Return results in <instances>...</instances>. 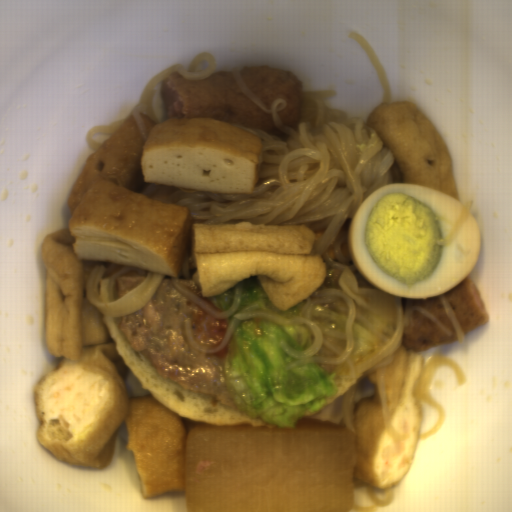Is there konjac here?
<instances>
[{
    "label": "konjac",
    "instance_id": "konjac-1",
    "mask_svg": "<svg viewBox=\"0 0 512 512\" xmlns=\"http://www.w3.org/2000/svg\"><path fill=\"white\" fill-rule=\"evenodd\" d=\"M243 68V67H242ZM229 70L241 93L271 114L284 135L227 123L261 138L263 157L258 181L249 194H216L144 182L139 169L132 191L162 204L186 208L193 223L305 225L323 230L310 254L343 271L350 266L342 246L348 240L347 218L363 200L389 183H404L398 161L374 128L360 116L331 108V89L303 90L300 119L285 127L277 112L287 99L275 98L268 109L246 86L241 69Z\"/></svg>",
    "mask_w": 512,
    "mask_h": 512
},
{
    "label": "konjac",
    "instance_id": "konjac-2",
    "mask_svg": "<svg viewBox=\"0 0 512 512\" xmlns=\"http://www.w3.org/2000/svg\"><path fill=\"white\" fill-rule=\"evenodd\" d=\"M258 318L279 325H303L313 336L314 342L305 350H295L284 339L278 348L292 357L286 371L306 364L346 363L350 376L359 371L351 359L355 349V323L358 321L375 337L388 343L387 334L372 325L357 309L352 297L342 288L318 289L310 297L300 302L298 313H287L264 309L258 299L234 312L221 343L216 347H201L195 340L191 319H184L185 335L192 349L203 354L219 353L231 340L241 321Z\"/></svg>",
    "mask_w": 512,
    "mask_h": 512
},
{
    "label": "konjac",
    "instance_id": "konjac-3",
    "mask_svg": "<svg viewBox=\"0 0 512 512\" xmlns=\"http://www.w3.org/2000/svg\"><path fill=\"white\" fill-rule=\"evenodd\" d=\"M216 66L217 63L212 54L210 52H202L190 62L188 69H186L182 63H175L150 77L142 92L139 103L128 114L113 123L107 125H95L88 129L84 137L86 146L92 151H96L103 143L95 140L93 135L95 133L113 134L131 116H133L136 126L145 142L150 131L140 113L143 112L155 124L160 123L153 103V98L157 90L152 88L163 82L164 79L173 73H178L183 78L190 81H199L208 78L215 72Z\"/></svg>",
    "mask_w": 512,
    "mask_h": 512
},
{
    "label": "konjac",
    "instance_id": "konjac-4",
    "mask_svg": "<svg viewBox=\"0 0 512 512\" xmlns=\"http://www.w3.org/2000/svg\"><path fill=\"white\" fill-rule=\"evenodd\" d=\"M103 273L102 264H96L92 268L86 280V299L103 315L121 319L130 317L147 305L167 275L147 270L138 286L126 295L114 297V303H109V300H101L98 295L99 281Z\"/></svg>",
    "mask_w": 512,
    "mask_h": 512
},
{
    "label": "konjac",
    "instance_id": "konjac-5",
    "mask_svg": "<svg viewBox=\"0 0 512 512\" xmlns=\"http://www.w3.org/2000/svg\"><path fill=\"white\" fill-rule=\"evenodd\" d=\"M398 351V350H397ZM397 351L390 354L386 358L382 359L374 366L369 368L367 371L363 373L357 383L352 386L349 390L342 394V402H341V411L345 423L346 429H349L356 433L355 431V407H356V398L358 393L359 384L365 377H369L372 373L375 372L378 393L383 413L384 425L387 432L392 436L394 440H408L410 437L408 433H400L392 424V420L389 413L388 407V398H387V387H386V375L385 368L395 361Z\"/></svg>",
    "mask_w": 512,
    "mask_h": 512
},
{
    "label": "konjac",
    "instance_id": "konjac-6",
    "mask_svg": "<svg viewBox=\"0 0 512 512\" xmlns=\"http://www.w3.org/2000/svg\"><path fill=\"white\" fill-rule=\"evenodd\" d=\"M442 366H447L451 368L457 379L459 386L463 385L465 381L464 372L459 362L455 360L452 356L442 351L432 354L429 358H427L424 361L422 370L415 381L416 391L420 397L421 402L433 406L438 410V420L432 429L420 433L418 442H422L432 438L435 434H437L440 431V429L443 427L447 419L445 409L432 395L431 390V384L433 382L435 374L438 368Z\"/></svg>",
    "mask_w": 512,
    "mask_h": 512
},
{
    "label": "konjac",
    "instance_id": "konjac-7",
    "mask_svg": "<svg viewBox=\"0 0 512 512\" xmlns=\"http://www.w3.org/2000/svg\"><path fill=\"white\" fill-rule=\"evenodd\" d=\"M172 285L175 287L177 291L191 299L194 303H196L199 307H201L205 312H207L211 317L215 320H223L225 318H229L233 313L238 312L240 307L244 283L243 280L234 285L233 299L230 308L219 311L214 310L211 306H209L203 299H201L197 294H195L191 289H189L186 285H184L180 280L176 277H170Z\"/></svg>",
    "mask_w": 512,
    "mask_h": 512
},
{
    "label": "konjac",
    "instance_id": "konjac-8",
    "mask_svg": "<svg viewBox=\"0 0 512 512\" xmlns=\"http://www.w3.org/2000/svg\"><path fill=\"white\" fill-rule=\"evenodd\" d=\"M348 38L356 40L367 53L382 83L384 93L383 103L387 102L390 104L392 100L391 82L376 51L368 42V40L361 36L360 34L350 31L348 34Z\"/></svg>",
    "mask_w": 512,
    "mask_h": 512
},
{
    "label": "konjac",
    "instance_id": "konjac-9",
    "mask_svg": "<svg viewBox=\"0 0 512 512\" xmlns=\"http://www.w3.org/2000/svg\"><path fill=\"white\" fill-rule=\"evenodd\" d=\"M365 487L366 496L370 499L373 504L362 506L358 504L356 497V489ZM353 493H354V506L351 510L359 511V512H376L380 506H388L392 502H394V487L389 488L387 494L383 499L378 497L376 487L371 486L365 482H362L358 479L353 478Z\"/></svg>",
    "mask_w": 512,
    "mask_h": 512
},
{
    "label": "konjac",
    "instance_id": "konjac-10",
    "mask_svg": "<svg viewBox=\"0 0 512 512\" xmlns=\"http://www.w3.org/2000/svg\"><path fill=\"white\" fill-rule=\"evenodd\" d=\"M473 203H474V201L470 202V203L463 204V207H462L458 217L456 218L455 222L451 226L447 236L439 239V245H441L444 248L451 245V243L457 236L458 232L460 231V229L462 228V226L468 219L471 209H472V206H473Z\"/></svg>",
    "mask_w": 512,
    "mask_h": 512
},
{
    "label": "konjac",
    "instance_id": "konjac-11",
    "mask_svg": "<svg viewBox=\"0 0 512 512\" xmlns=\"http://www.w3.org/2000/svg\"><path fill=\"white\" fill-rule=\"evenodd\" d=\"M413 311H418L420 313H422L423 315L427 316L436 326H438L448 337L449 336H453L451 330H449L448 328H446L442 323L441 321L434 315L432 314L429 310H427L426 308H424L423 306L421 305H414V306H409L407 308H405L404 310V313H403V320H402V326H407L409 325L412 317H413Z\"/></svg>",
    "mask_w": 512,
    "mask_h": 512
},
{
    "label": "konjac",
    "instance_id": "konjac-12",
    "mask_svg": "<svg viewBox=\"0 0 512 512\" xmlns=\"http://www.w3.org/2000/svg\"><path fill=\"white\" fill-rule=\"evenodd\" d=\"M437 297H439V299L441 300V302L443 303L444 307H445V310L447 312V315H448V318H449V321L457 335V341L459 344H463L464 341H465V334L453 312V309L445 295L444 294H441V295H437Z\"/></svg>",
    "mask_w": 512,
    "mask_h": 512
},
{
    "label": "konjac",
    "instance_id": "konjac-13",
    "mask_svg": "<svg viewBox=\"0 0 512 512\" xmlns=\"http://www.w3.org/2000/svg\"><path fill=\"white\" fill-rule=\"evenodd\" d=\"M134 269V267H123L113 273L109 279L108 285H107V295H108V304L109 303H115L114 301V293H115V287L117 279L126 274L127 272Z\"/></svg>",
    "mask_w": 512,
    "mask_h": 512
}]
</instances>
